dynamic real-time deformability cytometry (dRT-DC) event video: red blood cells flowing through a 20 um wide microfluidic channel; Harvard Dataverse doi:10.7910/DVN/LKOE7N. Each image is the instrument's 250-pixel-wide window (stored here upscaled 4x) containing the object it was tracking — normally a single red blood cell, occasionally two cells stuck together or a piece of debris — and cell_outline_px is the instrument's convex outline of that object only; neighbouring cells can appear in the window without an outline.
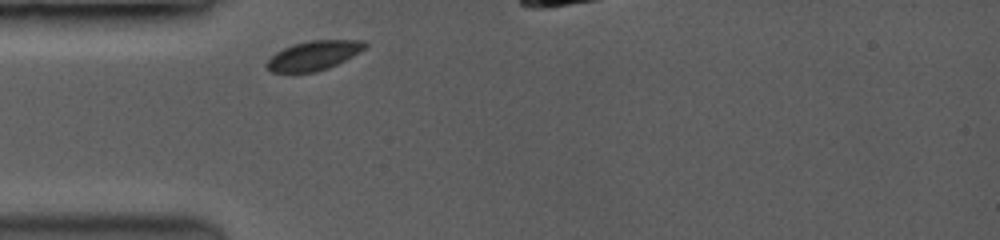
{"species": "common noctule bat (a hibernating species)", "species_latin": "Nyctalus noctula", "temperature_condition": "room temperature", "stored_images_in_passage": 13, "camera_frame_rate_fps": 3500, "um_per_image_px": 0.085, "animal": {"sex": "female", "body_mass_g": 19.0, "forearm_length_mm": 53.3}, "frame": {"image": 1, "passage_image": 1, "time_ms": 0.0, "image_size_px": [1000, 240], "cell_outline_px": [[368, 44], [360, 52], [328, 68], [316, 72], [272, 72], [264, 64], [276, 52], [292, 44], [312, 40], [364, 40]], "centroid_in_image_um": [26.66, 4.71], "position_along_channel_um": 58.3, "area_um2": 16.65}}
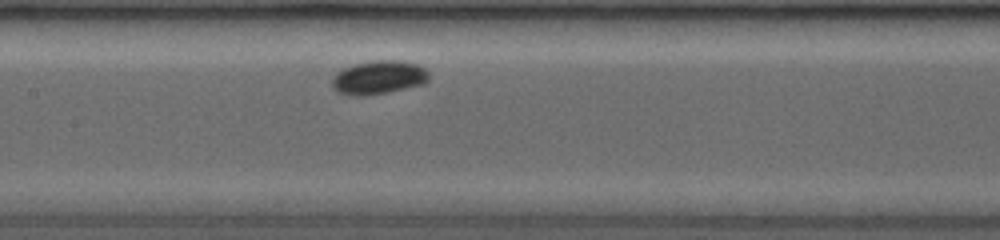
{"frame": {"image": 2, "passage_image": 8, "time_ms": 3.143, "image_size_px": [1000, 240], "cell_outline_px": [[428, 80], [424, 84], [384, 92], [340, 92], [332, 84], [332, 80], [336, 72], [344, 68], [356, 64], [372, 60], [400, 60], [416, 64], [424, 68], [428, 72]], "centroid_in_image_um": [32.26, 6.5], "position_along_channel_um": 175.1, "area_um2": 17.86}}